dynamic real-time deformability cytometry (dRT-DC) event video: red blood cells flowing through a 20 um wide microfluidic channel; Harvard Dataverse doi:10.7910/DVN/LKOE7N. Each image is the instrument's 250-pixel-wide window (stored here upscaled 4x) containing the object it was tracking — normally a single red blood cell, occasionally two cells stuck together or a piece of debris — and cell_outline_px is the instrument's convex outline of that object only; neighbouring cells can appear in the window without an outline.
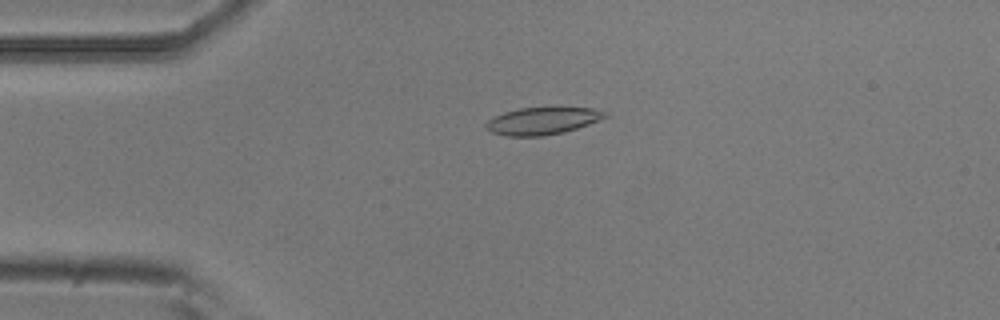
{"species": "common noctule bat (a hibernating species)", "species_latin": "Nyctalus noctula", "temperature_condition": "room temperature", "stored_images_in_passage": 15, "camera_frame_rate_fps": 3000, "um_per_image_px": 0.085, "animal": {"sex": "male", "body_mass_g": 20.5, "forearm_length_mm": 52.5}, "frame": {"image": 1, "passage_image": 12, "time_ms": 3.667, "image_size_px": [1000, 320], "cell_outline_px": [[608, 116], [600, 120], [564, 132], [544, 136], [504, 136], [492, 132], [484, 128], [484, 124], [488, 120], [504, 112], [520, 108], [592, 108], [608, 112]], "centroid_in_image_um": [46.09, 10.28], "position_along_channel_um": 38.9, "area_um2": 18.84}}